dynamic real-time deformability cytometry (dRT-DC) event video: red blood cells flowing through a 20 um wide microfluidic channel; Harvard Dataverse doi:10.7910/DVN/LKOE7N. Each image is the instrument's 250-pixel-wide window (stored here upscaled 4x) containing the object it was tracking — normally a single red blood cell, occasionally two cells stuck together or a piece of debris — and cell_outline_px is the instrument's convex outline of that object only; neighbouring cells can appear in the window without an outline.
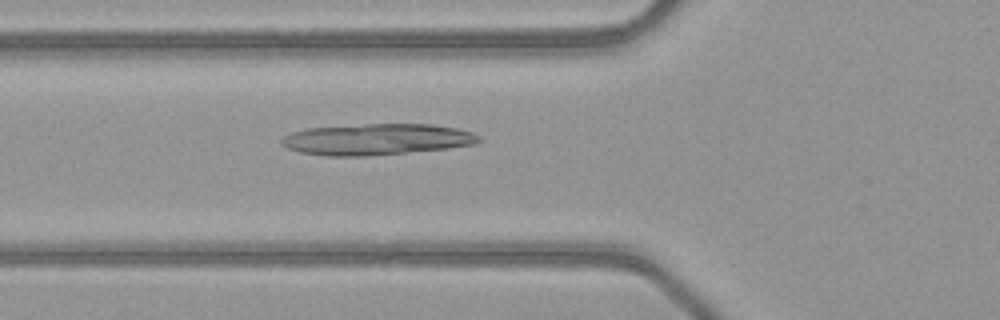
{"species": "common noctule bat (a hibernating species)", "species_latin": "Nyctalus noctula", "temperature_condition": "warm", "stored_images_in_passage": 50, "camera_frame_rate_fps": 3000, "um_per_image_px": 0.085, "animal": {"sex": "female", "body_mass_g": 21.9}, "frame": {"image": 1, "passage_image": 19, "time_ms": 6.0, "image_size_px": [1000, 320], "cell_outline_px": [[480, 140], [476, 144], [448, 148], [364, 156], [328, 156], [300, 152], [288, 148], [280, 144], [280, 136], [292, 132], [308, 128], [368, 124], [432, 124], [456, 128], [472, 132], [480, 136]], "centroid_in_image_um": [31.99, 11.84], "position_along_channel_um": 93.8, "area_um2": 35.84}}
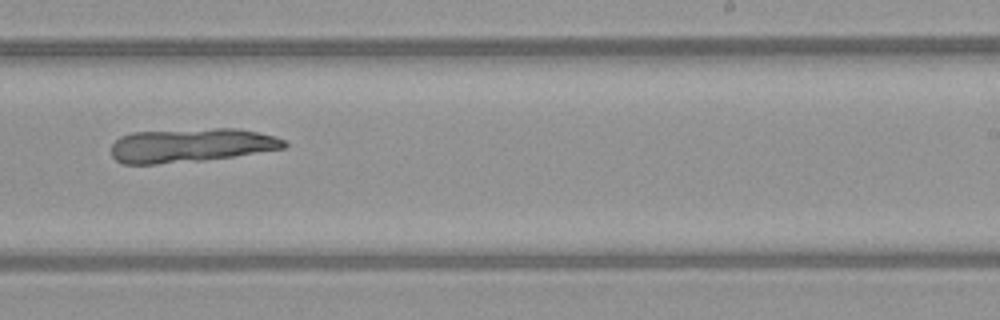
{"frame": {"image": 2, "passage_image": 32, "time_ms": 10.333, "image_size_px": [1000, 320], "cell_outline_px": [[288, 144], [284, 148], [232, 156], [204, 160], [156, 164], [124, 164], [116, 160], [112, 156], [112, 144], [120, 136], [132, 132], [212, 128], [240, 128], [272, 136], [284, 140]], "centroid_in_image_um": [16.19, 12.34], "position_along_channel_um": 272.8, "area_um2": 33.99}}
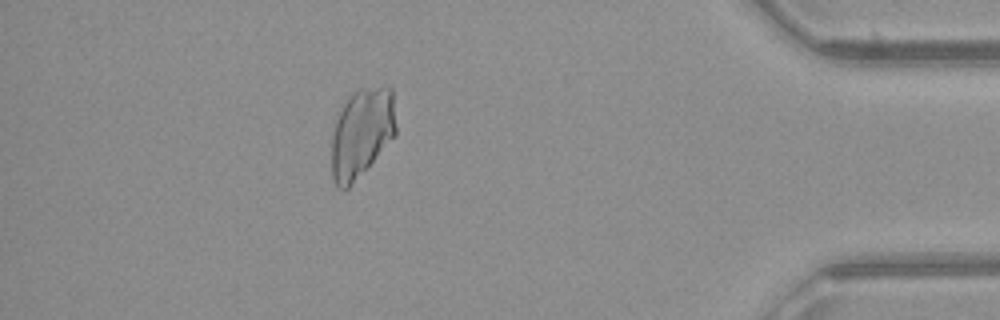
{"frame": {"image": 3, "passage_image": 45, "time_ms": 14.667, "image_size_px": [1000, 320], "cell_outline_px": [[396, 136], [348, 188], [344, 192], [336, 188], [332, 180], [332, 136], [336, 120], [348, 96], [360, 88], [388, 84], [392, 88], [396, 124]], "centroid_in_image_um": [30.76, 11.29], "position_along_channel_um": 404.4, "area_um2": 33.99}}